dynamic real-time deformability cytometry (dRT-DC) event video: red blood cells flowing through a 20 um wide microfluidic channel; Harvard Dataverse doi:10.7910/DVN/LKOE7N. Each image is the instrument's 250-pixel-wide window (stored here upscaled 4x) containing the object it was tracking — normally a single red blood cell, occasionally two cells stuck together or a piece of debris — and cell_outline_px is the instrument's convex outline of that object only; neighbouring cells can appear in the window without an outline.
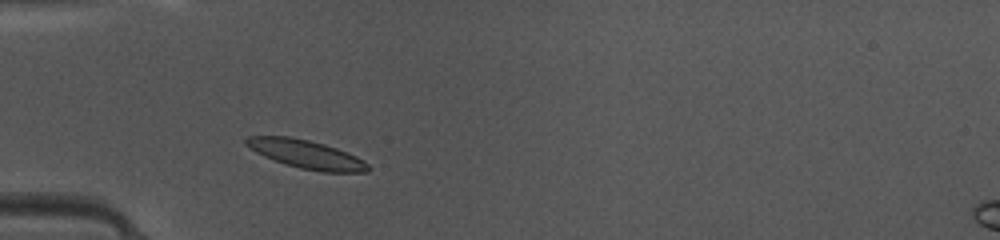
{"species": "common noctule bat (a hibernating species)", "species_latin": "Nyctalus noctula", "temperature_condition": "warm", "stored_images_in_passage": 40, "camera_frame_rate_fps": 3000, "um_per_image_px": 0.085, "animal": {"sex": "female", "body_mass_g": 10.0, "forearm_length_mm": 53.1}, "frame": {"image": 1, "passage_image": 7, "time_ms": 2.0, "image_size_px": [1000, 240], "cell_outline_px": [[368, 172], [320, 172], [300, 168], [264, 156], [256, 152], [244, 144], [244, 140], [248, 136], [288, 136], [308, 140], [324, 144], [348, 152], [364, 160], [368, 164]], "centroid_in_image_um": [26.04, 13.11], "position_along_channel_um": 59.0, "area_um2": 20.06}}
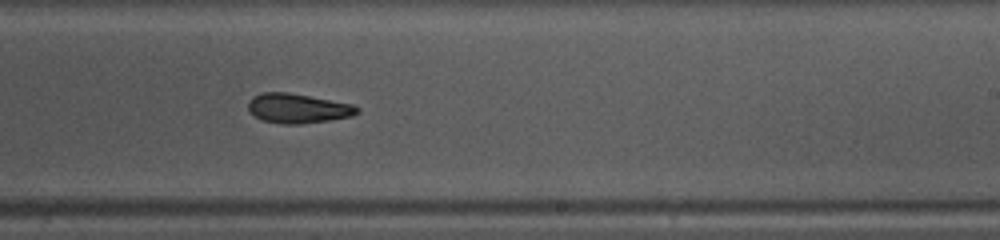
{"frame": {"image": 2, "passage_image": 22, "time_ms": 7.0, "image_size_px": [1000, 240], "cell_outline_px": [[360, 112], [352, 116], [328, 120], [300, 124], [284, 124], [260, 120], [248, 112], [248, 100], [252, 96], [260, 92], [288, 92], [352, 104], [360, 108]], "centroid_in_image_um": [25.27, 9.21], "position_along_channel_um": 263.7, "area_um2": 18.96}}
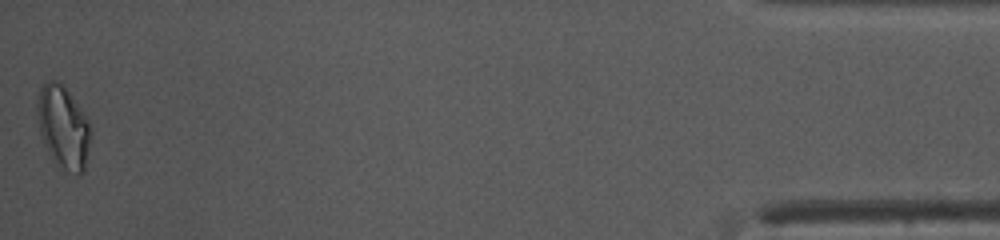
{"frame": {"image": 3, "passage_image": 40, "time_ms": 13.0, "image_size_px": [1000, 240], "cell_outline_px": [[92, 132], [84, 172], [80, 176], [76, 176], [60, 172], [52, 160], [48, 152], [40, 132], [36, 116], [36, 104], [40, 88], [48, 80], [56, 80], [64, 84], [88, 120]], "centroid_in_image_um": [5.38, 10.88], "position_along_channel_um": 429.8, "area_um2": 26.59}, "authors_computed_cell_mechanics": {"area_um2": 19.2474, "velocity_mm_per_s": 4.1806, "shape_relaxation_time_tau1_ms": 3.8063, "shape_relaxation_time_tau2_ms": 2.3047, "deformation_change_tau1": 0.1528, "deformation_change_tau2": 0.0916}}